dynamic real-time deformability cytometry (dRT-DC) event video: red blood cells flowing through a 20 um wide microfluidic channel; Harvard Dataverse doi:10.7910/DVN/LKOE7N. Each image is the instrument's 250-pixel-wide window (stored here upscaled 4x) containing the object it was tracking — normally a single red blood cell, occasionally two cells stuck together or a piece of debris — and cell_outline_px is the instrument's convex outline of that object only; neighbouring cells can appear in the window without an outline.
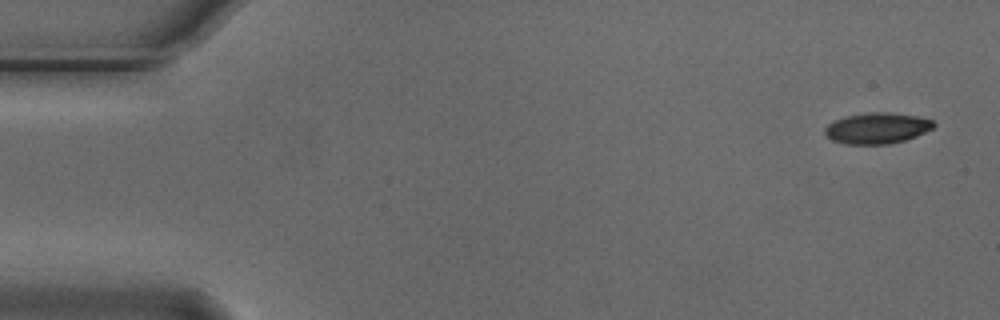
{"species": "Egyptian fruit bat (a non-hibernating species)", "species_latin": "Rousettus aegyptiacus", "temperature_condition": "cold", "stored_images_in_passage": 4, "camera_frame_rate_fps": 3000, "um_per_image_px": 0.085, "animal": {"sex": "male"}, "frame": {"image": 1, "passage_image": 1, "time_ms": 0.0, "image_size_px": [1000, 320], "cell_outline_px": [[936, 124], [932, 128], [916, 136], [904, 140], [888, 144], [844, 144], [832, 140], [824, 132], [824, 128], [828, 124], [844, 116], [868, 112], [892, 112], [916, 116], [932, 120]], "centroid_in_image_um": [74.53, 10.89], "position_along_channel_um": 10.5, "area_um2": 19.59}}